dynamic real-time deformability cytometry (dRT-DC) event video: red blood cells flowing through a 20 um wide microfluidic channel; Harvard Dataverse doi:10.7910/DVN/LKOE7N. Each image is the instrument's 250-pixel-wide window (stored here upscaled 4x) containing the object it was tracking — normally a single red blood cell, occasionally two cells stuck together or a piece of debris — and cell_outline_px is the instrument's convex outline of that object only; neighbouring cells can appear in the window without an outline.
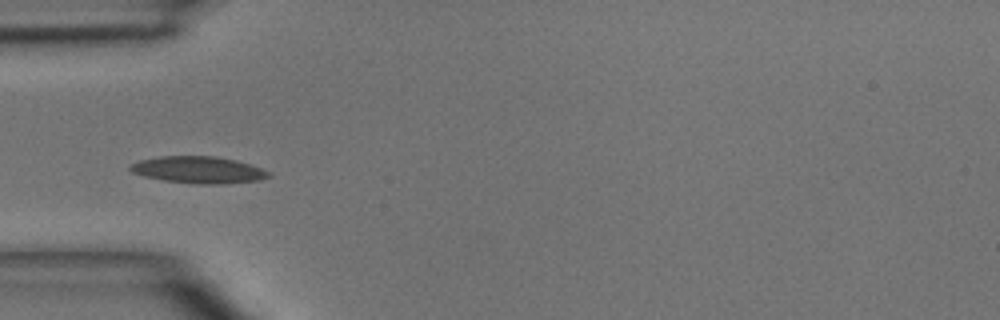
{"species": "common noctule bat (a hibernating species)", "species_latin": "Nyctalus noctula", "temperature_condition": "room temperature", "stored_images_in_passage": 6, "camera_frame_rate_fps": 3000, "um_per_image_px": 0.085, "animal": {"sex": "male", "body_mass_g": 15.6}, "frame": {"image": 1, "passage_image": 5, "time_ms": 4.333, "image_size_px": [1000, 320], "cell_outline_px": [[272, 176], [260, 180], [224, 184], [196, 184], [164, 180], [144, 176], [132, 172], [128, 168], [132, 164], [140, 160], [160, 156], [216, 156], [236, 160], [252, 164], [272, 172]], "centroid_in_image_um": [16.94, 14.44], "position_along_channel_um": 68.1, "area_um2": 21.85}}